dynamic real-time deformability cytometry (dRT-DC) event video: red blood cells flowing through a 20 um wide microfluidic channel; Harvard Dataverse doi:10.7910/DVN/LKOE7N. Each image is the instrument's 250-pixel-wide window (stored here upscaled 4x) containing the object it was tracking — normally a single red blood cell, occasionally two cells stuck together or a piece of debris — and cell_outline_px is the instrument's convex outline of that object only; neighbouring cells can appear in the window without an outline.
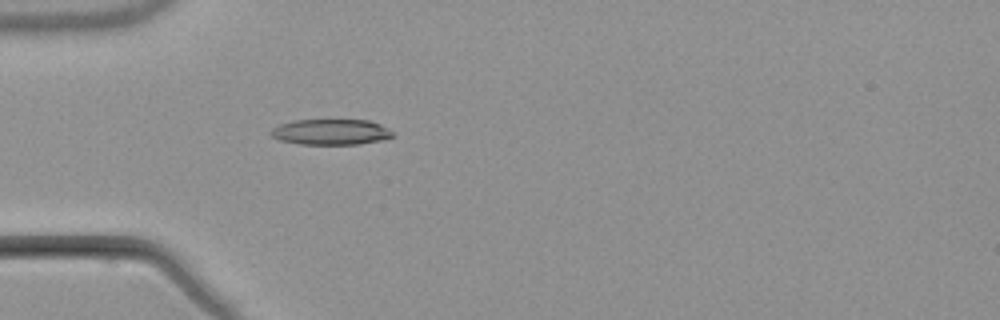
{"species": "common noctule bat (a hibernating species)", "species_latin": "Nyctalus noctula", "temperature_condition": "warm", "stored_images_in_passage": 5, "camera_frame_rate_fps": 3000, "um_per_image_px": 0.085, "animal": {"sex": "male", "body_mass_g": 21.5, "forearm_length_mm": 52.0}, "frame": {"image": 1, "passage_image": 5, "time_ms": 5.0, "image_size_px": [1000, 320], "cell_outline_px": [[396, 132], [392, 136], [384, 140], [360, 144], [300, 144], [280, 140], [272, 136], [268, 132], [272, 128], [280, 124], [296, 120], [368, 120], [380, 124]], "centroid_in_image_um": [28.15, 11.22], "position_along_channel_um": 56.8, "area_um2": 18.32}}